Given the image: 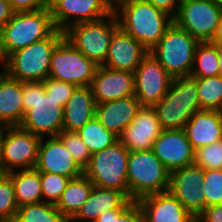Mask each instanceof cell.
<instances>
[{
  "mask_svg": "<svg viewBox=\"0 0 222 222\" xmlns=\"http://www.w3.org/2000/svg\"><path fill=\"white\" fill-rule=\"evenodd\" d=\"M119 26L150 51L173 24V17L145 0H115Z\"/></svg>",
  "mask_w": 222,
  "mask_h": 222,
  "instance_id": "6da1fadb",
  "label": "cell"
},
{
  "mask_svg": "<svg viewBox=\"0 0 222 222\" xmlns=\"http://www.w3.org/2000/svg\"><path fill=\"white\" fill-rule=\"evenodd\" d=\"M22 100L20 128L41 138L55 137L63 131L64 108L45 93L43 81L23 82Z\"/></svg>",
  "mask_w": 222,
  "mask_h": 222,
  "instance_id": "7a4b0ae2",
  "label": "cell"
},
{
  "mask_svg": "<svg viewBox=\"0 0 222 222\" xmlns=\"http://www.w3.org/2000/svg\"><path fill=\"white\" fill-rule=\"evenodd\" d=\"M55 30L50 8L15 12L1 28L2 62L10 54L48 38Z\"/></svg>",
  "mask_w": 222,
  "mask_h": 222,
  "instance_id": "3957f363",
  "label": "cell"
},
{
  "mask_svg": "<svg viewBox=\"0 0 222 222\" xmlns=\"http://www.w3.org/2000/svg\"><path fill=\"white\" fill-rule=\"evenodd\" d=\"M162 130L184 129L190 118L201 109L197 78L172 79L166 95L154 106Z\"/></svg>",
  "mask_w": 222,
  "mask_h": 222,
  "instance_id": "277c9868",
  "label": "cell"
},
{
  "mask_svg": "<svg viewBox=\"0 0 222 222\" xmlns=\"http://www.w3.org/2000/svg\"><path fill=\"white\" fill-rule=\"evenodd\" d=\"M64 38L56 29L48 38L10 54L3 62L4 72L20 82L44 81L49 76L52 53Z\"/></svg>",
  "mask_w": 222,
  "mask_h": 222,
  "instance_id": "5b68a950",
  "label": "cell"
},
{
  "mask_svg": "<svg viewBox=\"0 0 222 222\" xmlns=\"http://www.w3.org/2000/svg\"><path fill=\"white\" fill-rule=\"evenodd\" d=\"M129 199L137 201L142 197L169 190L170 172L152 150L129 153L127 168Z\"/></svg>",
  "mask_w": 222,
  "mask_h": 222,
  "instance_id": "8992f818",
  "label": "cell"
},
{
  "mask_svg": "<svg viewBox=\"0 0 222 222\" xmlns=\"http://www.w3.org/2000/svg\"><path fill=\"white\" fill-rule=\"evenodd\" d=\"M129 150L118 140L91 155L83 174L94 186L123 192L129 198L127 168Z\"/></svg>",
  "mask_w": 222,
  "mask_h": 222,
  "instance_id": "52a82bcc",
  "label": "cell"
},
{
  "mask_svg": "<svg viewBox=\"0 0 222 222\" xmlns=\"http://www.w3.org/2000/svg\"><path fill=\"white\" fill-rule=\"evenodd\" d=\"M199 41L174 22L149 51L173 77L190 76Z\"/></svg>",
  "mask_w": 222,
  "mask_h": 222,
  "instance_id": "ba28073f",
  "label": "cell"
},
{
  "mask_svg": "<svg viewBox=\"0 0 222 222\" xmlns=\"http://www.w3.org/2000/svg\"><path fill=\"white\" fill-rule=\"evenodd\" d=\"M119 27L113 12L95 22L75 24L64 31V38L88 59L101 66L107 57L113 32Z\"/></svg>",
  "mask_w": 222,
  "mask_h": 222,
  "instance_id": "9c48e42d",
  "label": "cell"
},
{
  "mask_svg": "<svg viewBox=\"0 0 222 222\" xmlns=\"http://www.w3.org/2000/svg\"><path fill=\"white\" fill-rule=\"evenodd\" d=\"M98 65L63 38L50 61L49 78L77 86H91Z\"/></svg>",
  "mask_w": 222,
  "mask_h": 222,
  "instance_id": "30bf717a",
  "label": "cell"
},
{
  "mask_svg": "<svg viewBox=\"0 0 222 222\" xmlns=\"http://www.w3.org/2000/svg\"><path fill=\"white\" fill-rule=\"evenodd\" d=\"M41 139L19 126L5 127L0 143V165L3 172L34 169Z\"/></svg>",
  "mask_w": 222,
  "mask_h": 222,
  "instance_id": "8fae6325",
  "label": "cell"
},
{
  "mask_svg": "<svg viewBox=\"0 0 222 222\" xmlns=\"http://www.w3.org/2000/svg\"><path fill=\"white\" fill-rule=\"evenodd\" d=\"M221 16L222 7L215 0H181L173 21L199 42H206L214 37Z\"/></svg>",
  "mask_w": 222,
  "mask_h": 222,
  "instance_id": "7c38bea8",
  "label": "cell"
},
{
  "mask_svg": "<svg viewBox=\"0 0 222 222\" xmlns=\"http://www.w3.org/2000/svg\"><path fill=\"white\" fill-rule=\"evenodd\" d=\"M113 0H52L50 11L56 29L87 22H95L113 13Z\"/></svg>",
  "mask_w": 222,
  "mask_h": 222,
  "instance_id": "4fadbf2b",
  "label": "cell"
},
{
  "mask_svg": "<svg viewBox=\"0 0 222 222\" xmlns=\"http://www.w3.org/2000/svg\"><path fill=\"white\" fill-rule=\"evenodd\" d=\"M135 97L141 106L154 107L168 92L173 77L149 52L134 71Z\"/></svg>",
  "mask_w": 222,
  "mask_h": 222,
  "instance_id": "5bb4252c",
  "label": "cell"
},
{
  "mask_svg": "<svg viewBox=\"0 0 222 222\" xmlns=\"http://www.w3.org/2000/svg\"><path fill=\"white\" fill-rule=\"evenodd\" d=\"M204 178L205 170L195 163L170 173L169 191L195 219L206 208Z\"/></svg>",
  "mask_w": 222,
  "mask_h": 222,
  "instance_id": "9a60e30c",
  "label": "cell"
},
{
  "mask_svg": "<svg viewBox=\"0 0 222 222\" xmlns=\"http://www.w3.org/2000/svg\"><path fill=\"white\" fill-rule=\"evenodd\" d=\"M152 151L170 173L195 161V150L184 129L162 130Z\"/></svg>",
  "mask_w": 222,
  "mask_h": 222,
  "instance_id": "2e32d148",
  "label": "cell"
},
{
  "mask_svg": "<svg viewBox=\"0 0 222 222\" xmlns=\"http://www.w3.org/2000/svg\"><path fill=\"white\" fill-rule=\"evenodd\" d=\"M90 87L96 104L127 98L135 92L134 73L112 70L101 65L98 66Z\"/></svg>",
  "mask_w": 222,
  "mask_h": 222,
  "instance_id": "e0dca14e",
  "label": "cell"
},
{
  "mask_svg": "<svg viewBox=\"0 0 222 222\" xmlns=\"http://www.w3.org/2000/svg\"><path fill=\"white\" fill-rule=\"evenodd\" d=\"M161 132L162 129L154 107L142 106L130 125L124 129L119 141L129 152L149 151L152 150L153 143Z\"/></svg>",
  "mask_w": 222,
  "mask_h": 222,
  "instance_id": "ac0fdd59",
  "label": "cell"
},
{
  "mask_svg": "<svg viewBox=\"0 0 222 222\" xmlns=\"http://www.w3.org/2000/svg\"><path fill=\"white\" fill-rule=\"evenodd\" d=\"M35 169L39 172L60 174L70 179L83 175V169L57 136L41 139Z\"/></svg>",
  "mask_w": 222,
  "mask_h": 222,
  "instance_id": "d6986e66",
  "label": "cell"
},
{
  "mask_svg": "<svg viewBox=\"0 0 222 222\" xmlns=\"http://www.w3.org/2000/svg\"><path fill=\"white\" fill-rule=\"evenodd\" d=\"M148 53L145 47L119 26L113 32L108 54L102 66L134 73Z\"/></svg>",
  "mask_w": 222,
  "mask_h": 222,
  "instance_id": "ffe728a7",
  "label": "cell"
},
{
  "mask_svg": "<svg viewBox=\"0 0 222 222\" xmlns=\"http://www.w3.org/2000/svg\"><path fill=\"white\" fill-rule=\"evenodd\" d=\"M136 202L145 222H196L169 190L142 197Z\"/></svg>",
  "mask_w": 222,
  "mask_h": 222,
  "instance_id": "44dd1931",
  "label": "cell"
},
{
  "mask_svg": "<svg viewBox=\"0 0 222 222\" xmlns=\"http://www.w3.org/2000/svg\"><path fill=\"white\" fill-rule=\"evenodd\" d=\"M142 106L135 95L96 104L95 118L118 138L124 129L130 125Z\"/></svg>",
  "mask_w": 222,
  "mask_h": 222,
  "instance_id": "7402d4cb",
  "label": "cell"
},
{
  "mask_svg": "<svg viewBox=\"0 0 222 222\" xmlns=\"http://www.w3.org/2000/svg\"><path fill=\"white\" fill-rule=\"evenodd\" d=\"M185 133L193 149L222 139V114L218 110H199L185 125Z\"/></svg>",
  "mask_w": 222,
  "mask_h": 222,
  "instance_id": "603a6c76",
  "label": "cell"
},
{
  "mask_svg": "<svg viewBox=\"0 0 222 222\" xmlns=\"http://www.w3.org/2000/svg\"><path fill=\"white\" fill-rule=\"evenodd\" d=\"M130 200L123 192L93 186L89 198L72 218V221L95 222L105 211L126 208Z\"/></svg>",
  "mask_w": 222,
  "mask_h": 222,
  "instance_id": "cb8c5ba5",
  "label": "cell"
},
{
  "mask_svg": "<svg viewBox=\"0 0 222 222\" xmlns=\"http://www.w3.org/2000/svg\"><path fill=\"white\" fill-rule=\"evenodd\" d=\"M96 103L90 86H78L64 106L63 131L77 132L95 117Z\"/></svg>",
  "mask_w": 222,
  "mask_h": 222,
  "instance_id": "d4e9b609",
  "label": "cell"
},
{
  "mask_svg": "<svg viewBox=\"0 0 222 222\" xmlns=\"http://www.w3.org/2000/svg\"><path fill=\"white\" fill-rule=\"evenodd\" d=\"M23 82L0 75V122L5 127L19 126L23 120Z\"/></svg>",
  "mask_w": 222,
  "mask_h": 222,
  "instance_id": "484cf974",
  "label": "cell"
},
{
  "mask_svg": "<svg viewBox=\"0 0 222 222\" xmlns=\"http://www.w3.org/2000/svg\"><path fill=\"white\" fill-rule=\"evenodd\" d=\"M6 174L13 182L18 207L43 202L39 171L34 168L10 171Z\"/></svg>",
  "mask_w": 222,
  "mask_h": 222,
  "instance_id": "4316f807",
  "label": "cell"
},
{
  "mask_svg": "<svg viewBox=\"0 0 222 222\" xmlns=\"http://www.w3.org/2000/svg\"><path fill=\"white\" fill-rule=\"evenodd\" d=\"M93 186L94 184L84 174L70 179L60 200L55 205L56 208L63 215L73 218L89 198Z\"/></svg>",
  "mask_w": 222,
  "mask_h": 222,
  "instance_id": "83f0119b",
  "label": "cell"
},
{
  "mask_svg": "<svg viewBox=\"0 0 222 222\" xmlns=\"http://www.w3.org/2000/svg\"><path fill=\"white\" fill-rule=\"evenodd\" d=\"M217 75H219L218 46L210 41L199 42L195 49L190 76L206 78Z\"/></svg>",
  "mask_w": 222,
  "mask_h": 222,
  "instance_id": "f1b7e54d",
  "label": "cell"
},
{
  "mask_svg": "<svg viewBox=\"0 0 222 222\" xmlns=\"http://www.w3.org/2000/svg\"><path fill=\"white\" fill-rule=\"evenodd\" d=\"M92 154L100 152L119 140L107 130L95 117L76 132Z\"/></svg>",
  "mask_w": 222,
  "mask_h": 222,
  "instance_id": "f546056e",
  "label": "cell"
},
{
  "mask_svg": "<svg viewBox=\"0 0 222 222\" xmlns=\"http://www.w3.org/2000/svg\"><path fill=\"white\" fill-rule=\"evenodd\" d=\"M198 99L201 109L221 110L222 107V77L211 76L197 78Z\"/></svg>",
  "mask_w": 222,
  "mask_h": 222,
  "instance_id": "4dcf8cb0",
  "label": "cell"
},
{
  "mask_svg": "<svg viewBox=\"0 0 222 222\" xmlns=\"http://www.w3.org/2000/svg\"><path fill=\"white\" fill-rule=\"evenodd\" d=\"M43 202L56 205L70 178L60 174L40 172Z\"/></svg>",
  "mask_w": 222,
  "mask_h": 222,
  "instance_id": "1f68e13d",
  "label": "cell"
},
{
  "mask_svg": "<svg viewBox=\"0 0 222 222\" xmlns=\"http://www.w3.org/2000/svg\"><path fill=\"white\" fill-rule=\"evenodd\" d=\"M57 137L76 163L84 170L90 161L91 153L80 136L76 132L62 131Z\"/></svg>",
  "mask_w": 222,
  "mask_h": 222,
  "instance_id": "d6a6232c",
  "label": "cell"
},
{
  "mask_svg": "<svg viewBox=\"0 0 222 222\" xmlns=\"http://www.w3.org/2000/svg\"><path fill=\"white\" fill-rule=\"evenodd\" d=\"M58 212L54 204L40 202L19 207L16 216L21 222H47Z\"/></svg>",
  "mask_w": 222,
  "mask_h": 222,
  "instance_id": "836d02e7",
  "label": "cell"
},
{
  "mask_svg": "<svg viewBox=\"0 0 222 222\" xmlns=\"http://www.w3.org/2000/svg\"><path fill=\"white\" fill-rule=\"evenodd\" d=\"M194 163L203 170H222V139L197 149Z\"/></svg>",
  "mask_w": 222,
  "mask_h": 222,
  "instance_id": "e575fe53",
  "label": "cell"
},
{
  "mask_svg": "<svg viewBox=\"0 0 222 222\" xmlns=\"http://www.w3.org/2000/svg\"><path fill=\"white\" fill-rule=\"evenodd\" d=\"M18 208L13 182L5 173L0 178V221L16 216Z\"/></svg>",
  "mask_w": 222,
  "mask_h": 222,
  "instance_id": "d590c367",
  "label": "cell"
},
{
  "mask_svg": "<svg viewBox=\"0 0 222 222\" xmlns=\"http://www.w3.org/2000/svg\"><path fill=\"white\" fill-rule=\"evenodd\" d=\"M95 222H145L141 208L132 201L126 208L105 211Z\"/></svg>",
  "mask_w": 222,
  "mask_h": 222,
  "instance_id": "8d00e7d4",
  "label": "cell"
},
{
  "mask_svg": "<svg viewBox=\"0 0 222 222\" xmlns=\"http://www.w3.org/2000/svg\"><path fill=\"white\" fill-rule=\"evenodd\" d=\"M202 189L206 207L222 204V170H205Z\"/></svg>",
  "mask_w": 222,
  "mask_h": 222,
  "instance_id": "74e56055",
  "label": "cell"
},
{
  "mask_svg": "<svg viewBox=\"0 0 222 222\" xmlns=\"http://www.w3.org/2000/svg\"><path fill=\"white\" fill-rule=\"evenodd\" d=\"M43 85L45 93L58 101L63 108L75 89L78 87L77 85L58 81L49 77L43 81Z\"/></svg>",
  "mask_w": 222,
  "mask_h": 222,
  "instance_id": "f35d334b",
  "label": "cell"
},
{
  "mask_svg": "<svg viewBox=\"0 0 222 222\" xmlns=\"http://www.w3.org/2000/svg\"><path fill=\"white\" fill-rule=\"evenodd\" d=\"M15 12L37 11L50 8L52 0H7Z\"/></svg>",
  "mask_w": 222,
  "mask_h": 222,
  "instance_id": "ab89813d",
  "label": "cell"
},
{
  "mask_svg": "<svg viewBox=\"0 0 222 222\" xmlns=\"http://www.w3.org/2000/svg\"><path fill=\"white\" fill-rule=\"evenodd\" d=\"M196 222H222V204L211 205L195 219Z\"/></svg>",
  "mask_w": 222,
  "mask_h": 222,
  "instance_id": "60d3db41",
  "label": "cell"
},
{
  "mask_svg": "<svg viewBox=\"0 0 222 222\" xmlns=\"http://www.w3.org/2000/svg\"><path fill=\"white\" fill-rule=\"evenodd\" d=\"M173 18L176 16L181 0H145Z\"/></svg>",
  "mask_w": 222,
  "mask_h": 222,
  "instance_id": "b9f144b4",
  "label": "cell"
},
{
  "mask_svg": "<svg viewBox=\"0 0 222 222\" xmlns=\"http://www.w3.org/2000/svg\"><path fill=\"white\" fill-rule=\"evenodd\" d=\"M15 11L7 0H0V27L2 28L14 15Z\"/></svg>",
  "mask_w": 222,
  "mask_h": 222,
  "instance_id": "7bdbcfd3",
  "label": "cell"
},
{
  "mask_svg": "<svg viewBox=\"0 0 222 222\" xmlns=\"http://www.w3.org/2000/svg\"><path fill=\"white\" fill-rule=\"evenodd\" d=\"M210 42L217 46H222V16L219 20L216 33Z\"/></svg>",
  "mask_w": 222,
  "mask_h": 222,
  "instance_id": "ee69618b",
  "label": "cell"
},
{
  "mask_svg": "<svg viewBox=\"0 0 222 222\" xmlns=\"http://www.w3.org/2000/svg\"><path fill=\"white\" fill-rule=\"evenodd\" d=\"M47 222H73V221L71 217L63 215L59 211L53 218H49Z\"/></svg>",
  "mask_w": 222,
  "mask_h": 222,
  "instance_id": "f6af8a7d",
  "label": "cell"
},
{
  "mask_svg": "<svg viewBox=\"0 0 222 222\" xmlns=\"http://www.w3.org/2000/svg\"><path fill=\"white\" fill-rule=\"evenodd\" d=\"M219 76L222 77V46H218Z\"/></svg>",
  "mask_w": 222,
  "mask_h": 222,
  "instance_id": "bcb514c9",
  "label": "cell"
},
{
  "mask_svg": "<svg viewBox=\"0 0 222 222\" xmlns=\"http://www.w3.org/2000/svg\"><path fill=\"white\" fill-rule=\"evenodd\" d=\"M0 222H21V221L17 216H14V217H10L8 219L2 220Z\"/></svg>",
  "mask_w": 222,
  "mask_h": 222,
  "instance_id": "7dc6e473",
  "label": "cell"
},
{
  "mask_svg": "<svg viewBox=\"0 0 222 222\" xmlns=\"http://www.w3.org/2000/svg\"><path fill=\"white\" fill-rule=\"evenodd\" d=\"M0 60L2 61V47H1V27H0Z\"/></svg>",
  "mask_w": 222,
  "mask_h": 222,
  "instance_id": "c3c4849f",
  "label": "cell"
},
{
  "mask_svg": "<svg viewBox=\"0 0 222 222\" xmlns=\"http://www.w3.org/2000/svg\"><path fill=\"white\" fill-rule=\"evenodd\" d=\"M5 129V126L0 122V137H2V133Z\"/></svg>",
  "mask_w": 222,
  "mask_h": 222,
  "instance_id": "681fc988",
  "label": "cell"
},
{
  "mask_svg": "<svg viewBox=\"0 0 222 222\" xmlns=\"http://www.w3.org/2000/svg\"><path fill=\"white\" fill-rule=\"evenodd\" d=\"M5 173L3 172L1 165H0V178L4 175Z\"/></svg>",
  "mask_w": 222,
  "mask_h": 222,
  "instance_id": "f907efd6",
  "label": "cell"
},
{
  "mask_svg": "<svg viewBox=\"0 0 222 222\" xmlns=\"http://www.w3.org/2000/svg\"><path fill=\"white\" fill-rule=\"evenodd\" d=\"M0 67H1V68H0V69H1V71H0V75H1V74L4 72L3 64H1Z\"/></svg>",
  "mask_w": 222,
  "mask_h": 222,
  "instance_id": "816d5d0a",
  "label": "cell"
},
{
  "mask_svg": "<svg viewBox=\"0 0 222 222\" xmlns=\"http://www.w3.org/2000/svg\"><path fill=\"white\" fill-rule=\"evenodd\" d=\"M222 7V0H215Z\"/></svg>",
  "mask_w": 222,
  "mask_h": 222,
  "instance_id": "f5cc1de1",
  "label": "cell"
}]
</instances>
